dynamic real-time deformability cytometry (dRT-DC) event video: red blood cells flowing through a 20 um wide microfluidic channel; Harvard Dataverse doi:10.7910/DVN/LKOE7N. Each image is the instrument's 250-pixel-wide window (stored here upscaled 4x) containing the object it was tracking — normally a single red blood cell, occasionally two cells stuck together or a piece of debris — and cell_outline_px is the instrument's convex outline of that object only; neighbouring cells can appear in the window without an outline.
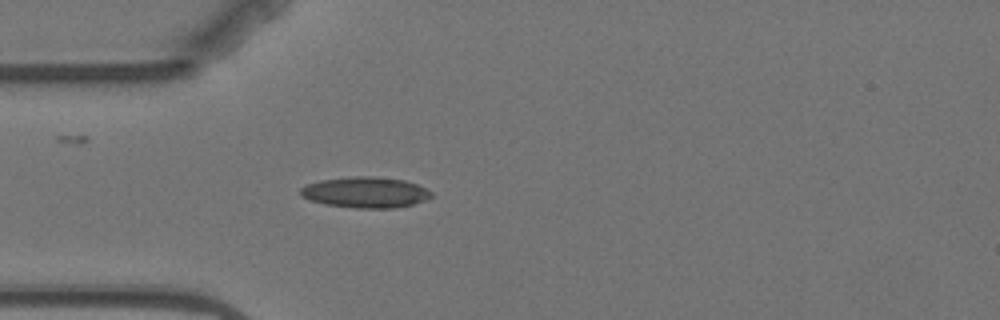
{"species": "Egyptian fruit bat (a non-hibernating species)", "species_latin": "Rousettus aegyptiacus", "temperature_condition": "warm", "stored_images_in_passage": 4, "camera_frame_rate_fps": 3000, "um_per_image_px": 0.085, "animal": {"sex": "female"}, "frame": {"image": 1, "passage_image": 4, "time_ms": 3.667, "image_size_px": [1000, 320], "cell_outline_px": [[432, 196], [424, 200], [412, 204], [396, 208], [352, 208], [324, 204], [300, 196], [300, 188], [308, 184], [320, 180], [356, 176], [372, 176], [404, 180], [416, 184], [432, 192]], "centroid_in_image_um": [31.04, 16.35], "position_along_channel_um": 54.0, "area_um2": 23.41}}